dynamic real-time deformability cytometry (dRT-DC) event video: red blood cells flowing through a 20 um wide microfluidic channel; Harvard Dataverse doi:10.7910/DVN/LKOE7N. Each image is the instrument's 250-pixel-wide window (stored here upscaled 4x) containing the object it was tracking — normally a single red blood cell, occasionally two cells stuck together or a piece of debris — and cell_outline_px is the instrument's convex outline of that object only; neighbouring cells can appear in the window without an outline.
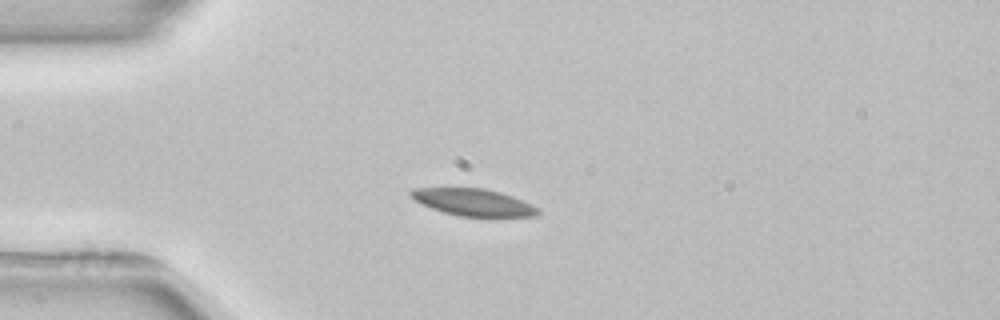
{"species": "common noctule bat (a hibernating species)", "species_latin": "Nyctalus noctula", "temperature_condition": "room temperature", "stored_images_in_passage": 3, "camera_frame_rate_fps": 3000, "um_per_image_px": 0.085, "animal": {"sex": "female", "body_mass_g": 22.7, "forearm_length_mm": 54.2}, "frame": {"image": 1, "passage_image": 3, "time_ms": 3.0, "image_size_px": [1000, 320], "cell_outline_px": [[540, 212], [536, 216], [492, 220], [460, 216], [444, 212], [432, 208], [416, 200], [408, 192], [412, 188], [484, 188], [500, 192], [512, 196], [532, 204], [540, 208]], "centroid_in_image_um": [40.37, 17.25], "position_along_channel_um": 44.6, "area_um2": 20.87}}